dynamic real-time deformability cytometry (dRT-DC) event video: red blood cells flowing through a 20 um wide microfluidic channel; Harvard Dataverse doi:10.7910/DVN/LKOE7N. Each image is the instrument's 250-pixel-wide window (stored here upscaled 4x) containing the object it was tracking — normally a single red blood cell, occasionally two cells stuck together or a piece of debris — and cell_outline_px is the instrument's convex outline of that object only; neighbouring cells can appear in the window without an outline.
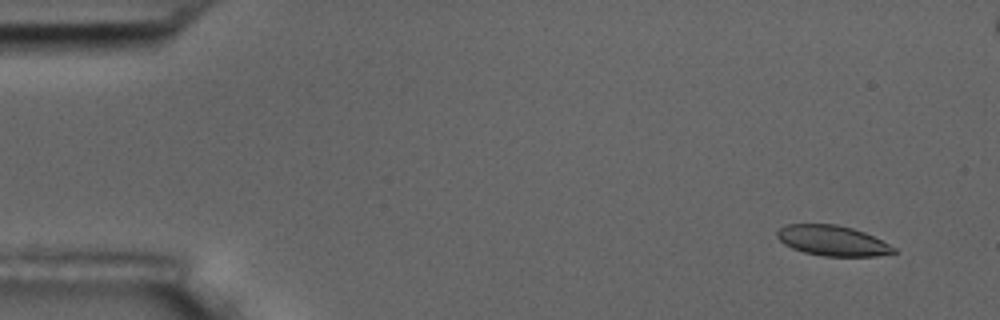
{"species": "common noctule bat (a hibernating species)", "species_latin": "Nyctalus noctula", "temperature_condition": "room temperature", "stored_images_in_passage": 9, "camera_frame_rate_fps": 3000, "um_per_image_px": 0.085, "animal": {"sex": "male", "body_mass_g": 17.5, "forearm_length_mm": 52.3}, "frame": {"image": 1, "passage_image": 1, "time_ms": 0.0, "image_size_px": [1000, 320], "cell_outline_px": [[896, 252], [876, 256], [824, 256], [804, 252], [792, 248], [784, 244], [776, 236], [776, 232], [780, 228], [788, 224], [836, 224], [852, 228], [864, 232], [896, 248]], "centroid_in_image_um": [70.73, 20.45], "position_along_channel_um": 14.3, "area_um2": 20.4}}
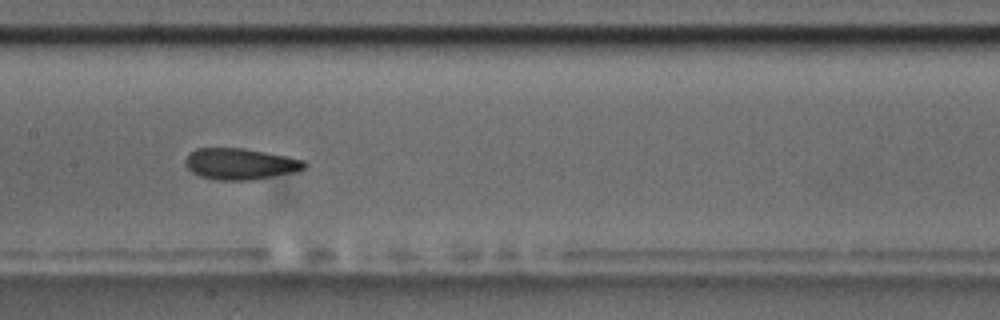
{"frame": {"image": 2, "passage_image": 8, "time_ms": 8.0, "image_size_px": [1000, 320], "cell_outline_px": [[308, 164], [304, 168], [292, 172], [252, 180], [216, 180], [200, 176], [192, 172], [184, 164], [184, 160], [188, 152], [196, 148], [244, 148], [304, 160]], "centroid_in_image_um": [20.35, 13.92], "position_along_channel_um": 187.1, "area_um2": 21.62}}
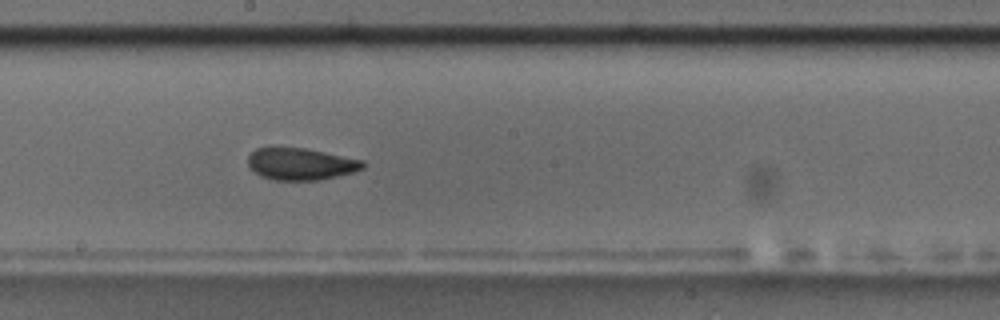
{"frame": {"image": 3, "passage_image": 9, "time_ms": 9.0, "image_size_px": [1000, 320], "cell_outline_px": [[364, 168], [352, 172], [320, 180], [272, 180], [260, 176], [248, 164], [248, 156], [256, 148], [304, 148], [364, 160]], "centroid_in_image_um": [25.57, 13.94], "position_along_channel_um": 222.6, "area_um2": 21.15}}